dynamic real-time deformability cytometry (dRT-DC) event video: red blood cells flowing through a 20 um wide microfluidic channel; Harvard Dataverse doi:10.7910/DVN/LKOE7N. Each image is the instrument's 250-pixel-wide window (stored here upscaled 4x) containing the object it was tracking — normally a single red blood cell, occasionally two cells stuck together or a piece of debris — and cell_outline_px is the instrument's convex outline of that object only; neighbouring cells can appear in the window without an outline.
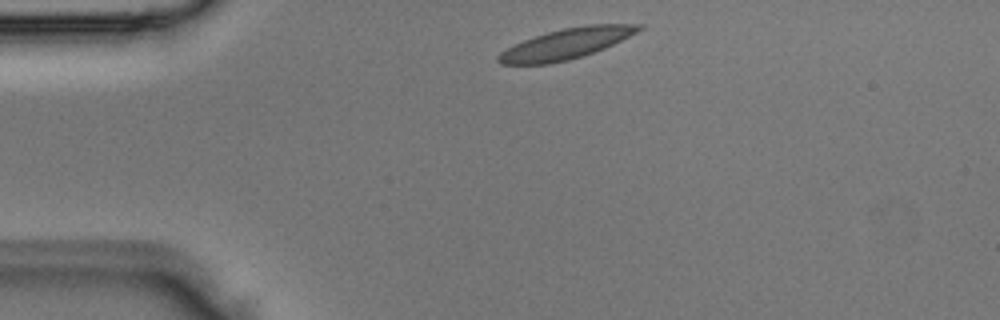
{"species": "Egyptian fruit bat (a non-hibernating species)", "species_latin": "Rousettus aegyptiacus", "temperature_condition": "room temperature", "stored_images_in_passage": 3, "camera_frame_rate_fps": 3000, "um_per_image_px": 0.085, "animal": {"sex": "male"}, "frame": {"image": 1, "passage_image": 3, "time_ms": 0.667, "image_size_px": [1000, 320], "cell_outline_px": [[644, 28], [604, 48], [568, 60], [548, 64], [500, 64], [496, 60], [496, 56], [500, 52], [524, 40], [548, 32], [564, 28], [584, 24], [644, 24]], "centroid_in_image_um": [48.11, 3.71], "position_along_channel_um": 36.9, "area_um2": 24.57}}